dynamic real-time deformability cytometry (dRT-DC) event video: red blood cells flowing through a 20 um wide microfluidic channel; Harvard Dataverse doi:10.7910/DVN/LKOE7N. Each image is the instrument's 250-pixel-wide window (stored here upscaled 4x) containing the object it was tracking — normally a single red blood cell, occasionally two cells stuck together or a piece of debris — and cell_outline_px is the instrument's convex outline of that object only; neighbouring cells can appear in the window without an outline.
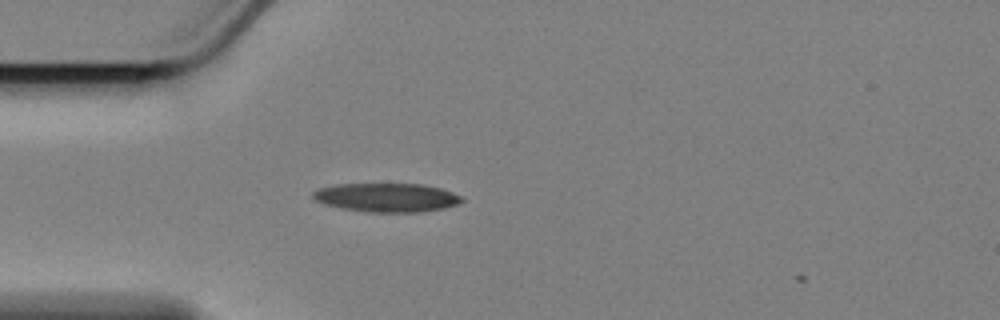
{"species": "Egyptian fruit bat (a non-hibernating species)", "species_latin": "Rousettus aegyptiacus", "temperature_condition": "cold", "stored_images_in_passage": 45, "camera_frame_rate_fps": 3000, "um_per_image_px": 0.085, "animal": {"sex": "female"}, "frame": {"image": 1, "passage_image": 6, "time_ms": 1.667, "image_size_px": [1000, 320], "cell_outline_px": [[464, 200], [456, 204], [444, 208], [420, 212], [368, 212], [344, 208], [328, 204], [316, 200], [312, 196], [312, 192], [316, 188], [336, 184], [424, 184], [440, 188], [452, 192], [460, 196]], "centroid_in_image_um": [32.87, 16.78], "position_along_channel_um": 52.1, "area_um2": 24.8}}
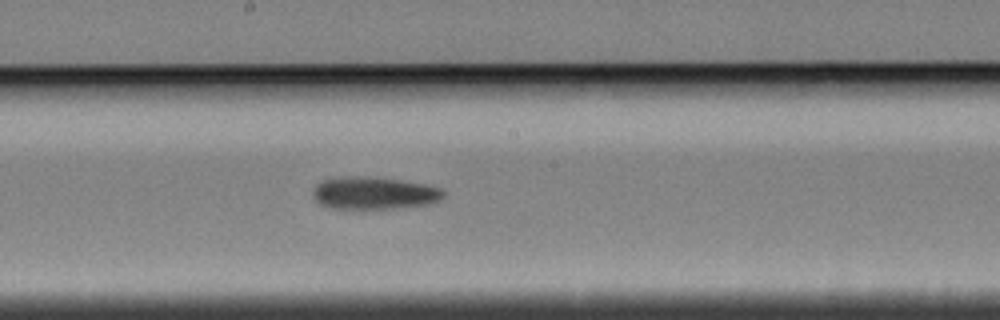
{"frame": {"image": 2, "passage_image": 21, "time_ms": 6.667, "image_size_px": [1000, 320], "cell_outline_px": [[444, 196], [440, 200], [428, 204], [400, 208], [328, 208], [320, 204], [312, 196], [312, 192], [316, 184], [320, 180], [340, 176], [368, 176], [404, 180], [428, 184], [440, 188], [444, 192]], "centroid_in_image_um": [31.78, 16.39], "position_along_channel_um": 216.4, "area_um2": 25.09}}
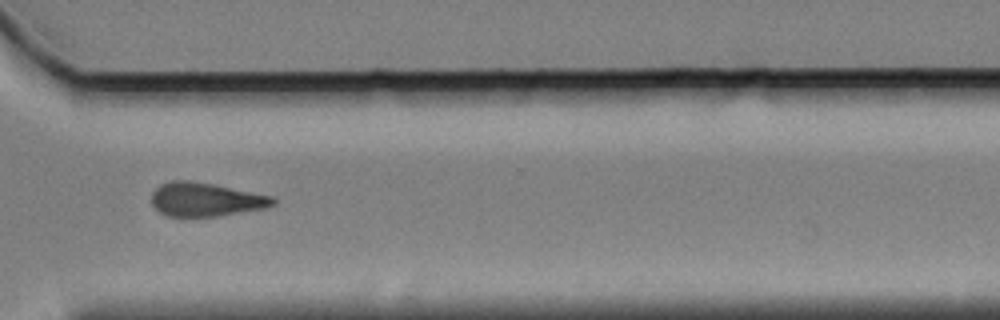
{"frame": {"image": 3, "passage_image": 33, "time_ms": 10.667, "image_size_px": [1000, 320], "cell_outline_px": [[276, 204], [264, 208], [216, 216], [168, 216], [160, 212], [152, 204], [152, 192], [160, 184], [172, 180], [188, 180], [212, 184], [272, 196], [276, 200]], "centroid_in_image_um": [17.46, 16.95], "position_along_channel_um": 353.1, "area_um2": 23.58}, "authors_computed_cell_mechanics": {"area_um2": 24.1604, "velocity_mm_per_s": 3.4152, "shape_relaxation_time_tau1_ms": 7.2459, "shape_relaxation_time_tau2_ms": null, "deformation_change_tau1": 0.1602, "deformation_change_tau2": null}}